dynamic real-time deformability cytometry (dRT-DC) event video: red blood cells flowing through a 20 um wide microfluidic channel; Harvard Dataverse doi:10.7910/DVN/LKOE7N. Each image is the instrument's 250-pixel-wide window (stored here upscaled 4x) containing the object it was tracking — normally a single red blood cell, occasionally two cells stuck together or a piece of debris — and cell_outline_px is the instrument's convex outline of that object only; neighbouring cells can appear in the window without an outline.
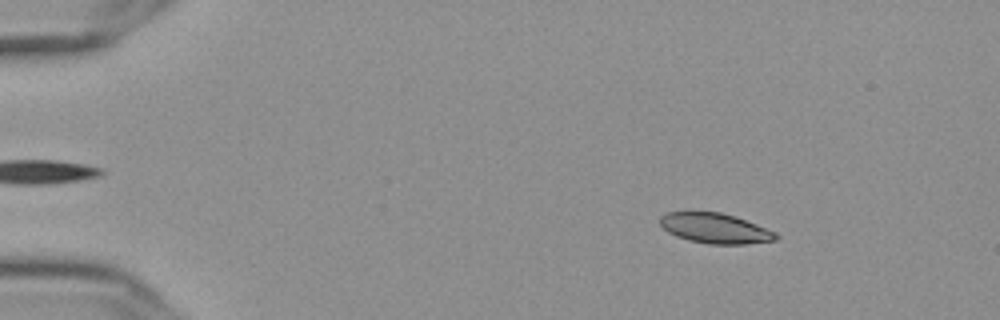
{"species": "Egyptian fruit bat (a non-hibernating species)", "species_latin": "Rousettus aegyptiacus", "temperature_condition": "cold", "stored_images_in_passage": 56, "camera_frame_rate_fps": 3000, "um_per_image_px": 0.085, "frame": {"image": 1, "passage_image": 8, "time_ms": 2.333, "image_size_px": [1000, 320], "cell_outline_px": [[780, 236], [776, 240], [744, 244], [708, 244], [688, 240], [676, 236], [668, 232], [660, 224], [660, 216], [668, 212], [720, 212], [756, 224], [776, 232]], "centroid_in_image_um": [60.78, 19.41], "position_along_channel_um": 24.2, "area_um2": 20.17}}
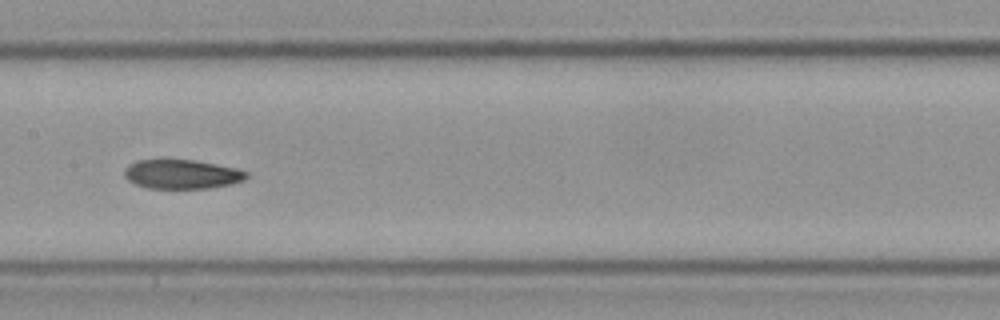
{"frame": {"image": 2, "passage_image": 29, "time_ms": 9.333, "image_size_px": [1000, 320], "cell_outline_px": [[248, 176], [244, 180], [232, 184], [208, 188], [148, 188], [136, 184], [128, 180], [124, 176], [124, 168], [128, 164], [136, 160], [160, 156], [192, 160], [216, 164], [236, 168], [248, 172]], "centroid_in_image_um": [15.38, 14.76], "position_along_channel_um": 192.0, "area_um2": 21.56}}
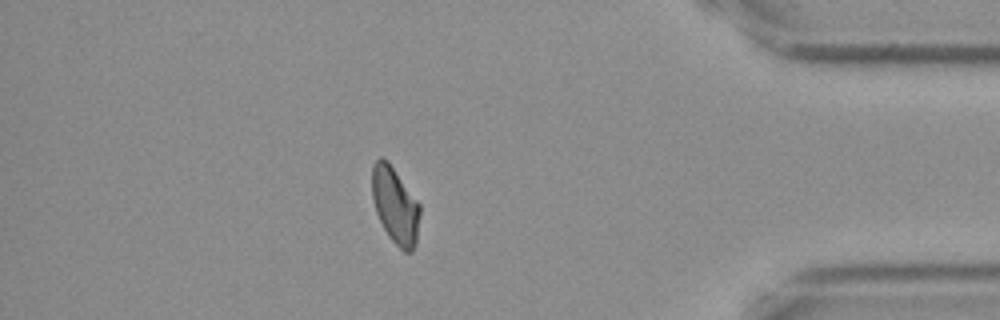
{"frame": {"image": 3, "passage_image": 49, "time_ms": 16.0, "image_size_px": [1000, 320], "cell_outline_px": [[420, 212], [416, 244], [412, 252], [404, 252], [388, 236], [376, 212], [372, 200], [372, 164], [380, 156], [388, 160], [420, 204]], "centroid_in_image_um": [33.59, 17.44], "position_along_channel_um": 401.6, "area_um2": 21.44}, "authors_computed_cell_mechanics": {"area_um2": 21.4438, "velocity_mm_per_s": 3.6493, "shape_relaxation_time_tau1_ms": 9.6041, "shape_relaxation_time_tau2_ms": 6.1731, "deformation_change_tau1": 0.1833, "deformation_change_tau2": 0.1005}}